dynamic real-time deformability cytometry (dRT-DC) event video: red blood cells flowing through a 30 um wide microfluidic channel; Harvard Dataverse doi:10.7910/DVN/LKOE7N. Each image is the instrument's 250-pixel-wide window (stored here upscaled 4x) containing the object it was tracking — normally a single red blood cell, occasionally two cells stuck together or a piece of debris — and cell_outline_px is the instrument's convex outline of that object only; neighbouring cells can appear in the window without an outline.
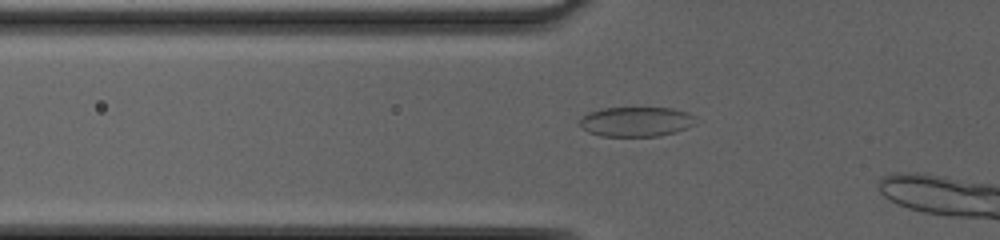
{"species": "common noctule bat (a hibernating species)", "species_latin": "Nyctalus noctula", "temperature_condition": "cold", "stored_images_in_passage": 22, "camera_frame_rate_fps": 3000, "um_per_image_px": 0.085, "animal": {"sex": "female", "body_mass_g": 20.0, "forearm_length_mm": 54.0}, "frame": {"image": 1, "passage_image": 19, "time_ms": 6.0, "image_size_px": [1000, 240], "cell_outline_px": [[696, 124], [676, 132], [660, 136], [600, 136], [588, 132], [580, 124], [580, 120], [588, 112], [600, 108], [672, 108], [688, 112], [696, 116]], "centroid_in_image_um": [54.11, 10.34], "position_along_channel_um": 71.7, "area_um2": 20.23}}